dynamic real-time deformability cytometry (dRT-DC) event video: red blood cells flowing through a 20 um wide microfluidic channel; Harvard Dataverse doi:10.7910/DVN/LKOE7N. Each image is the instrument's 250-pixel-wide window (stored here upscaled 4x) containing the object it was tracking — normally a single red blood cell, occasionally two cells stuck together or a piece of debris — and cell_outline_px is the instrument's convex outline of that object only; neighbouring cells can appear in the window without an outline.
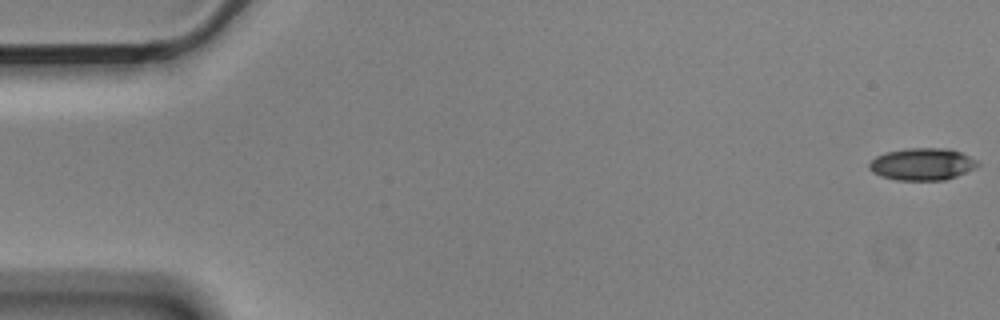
{"species": "Egyptian fruit bat (a non-hibernating species)", "species_latin": "Rousettus aegyptiacus", "temperature_condition": "cold", "stored_images_in_passage": 56, "camera_frame_rate_fps": 3000, "um_per_image_px": 0.085, "animal": {"sex": "male"}, "frame": {"image": 1, "passage_image": 1, "time_ms": 0.0, "image_size_px": [1000, 320], "cell_outline_px": [[980, 164], [956, 176], [944, 180], [896, 180], [880, 176], [872, 172], [868, 168], [868, 164], [876, 156], [888, 152], [908, 148], [948, 148], [960, 152], [976, 160]], "centroid_in_image_um": [78.34, 13.95], "position_along_channel_um": 6.7, "area_um2": 20.11}}
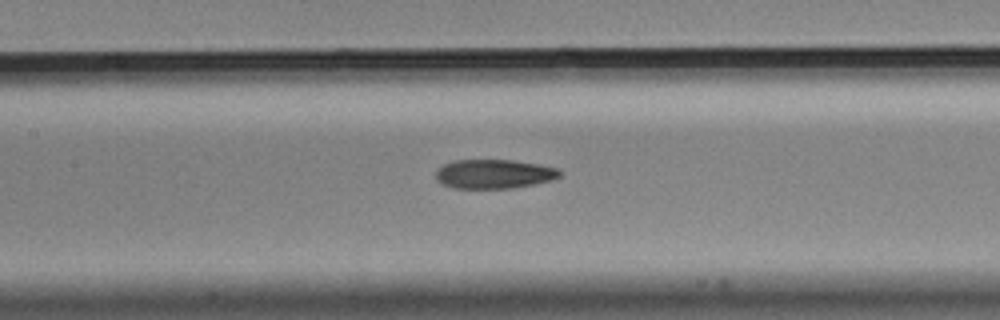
{"frame": {"image": 2, "passage_image": 26, "time_ms": 8.333, "image_size_px": [1000, 320], "cell_outline_px": [[560, 176], [552, 180], [512, 188], [452, 188], [436, 180], [436, 168], [452, 160], [512, 160], [540, 164], [556, 168], [560, 172]], "centroid_in_image_um": [41.95, 14.78], "position_along_channel_um": 165.5, "area_um2": 21.04}}
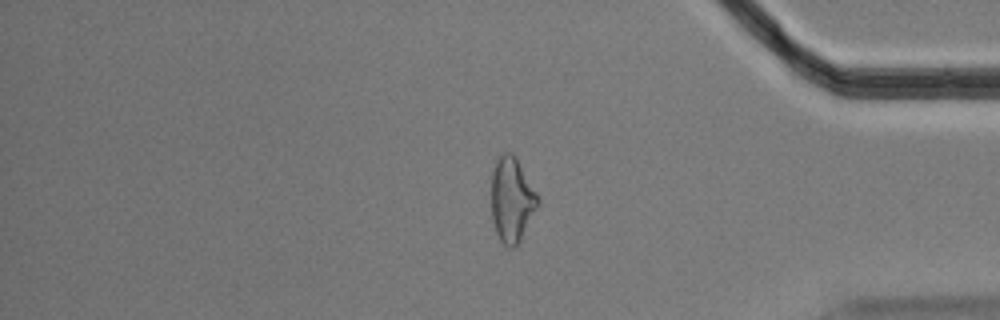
{"frame": {"image": 3, "passage_image": 47, "time_ms": 15.333, "image_size_px": [1000, 320], "cell_outline_px": [[540, 204], [520, 240], [512, 248], [508, 248], [500, 240], [496, 232], [492, 220], [492, 172], [496, 160], [504, 152], [512, 152], [516, 156], [536, 192], [540, 200]], "centroid_in_image_um": [43.51, 16.96], "position_along_channel_um": 391.7, "area_um2": 22.95}, "authors_computed_cell_mechanics": {"area_um2": 21.8195, "velocity_mm_per_s": 3.5771, "shape_relaxation_time_tau1_ms": 6.3637, "shape_relaxation_time_tau2_ms": 3.522, "deformation_change_tau1": 0.1698, "deformation_change_tau2": 0.1101}}